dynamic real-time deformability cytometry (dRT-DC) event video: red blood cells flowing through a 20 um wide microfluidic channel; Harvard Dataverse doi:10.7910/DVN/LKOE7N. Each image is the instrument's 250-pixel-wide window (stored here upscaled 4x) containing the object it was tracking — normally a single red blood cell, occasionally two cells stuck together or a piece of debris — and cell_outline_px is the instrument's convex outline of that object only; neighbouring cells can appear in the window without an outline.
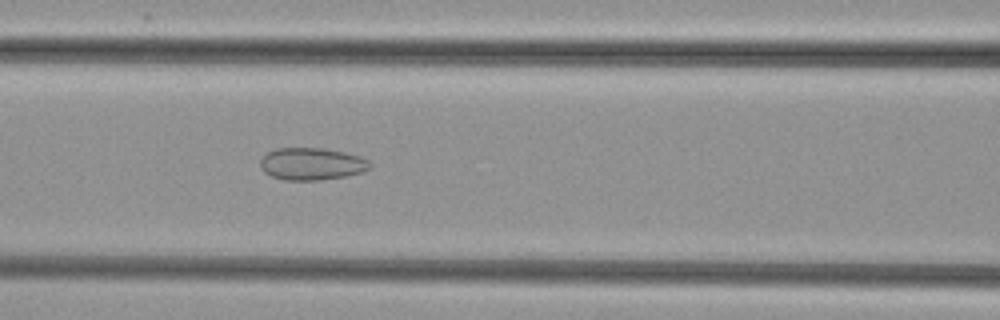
{"species": "common noctule bat (a hibernating species)", "species_latin": "Nyctalus noctula", "temperature_condition": "cold", "stored_images_in_passage": 51, "camera_frame_rate_fps": 3000, "um_per_image_px": 0.085, "animal": {"sex": "female", "body_mass_g": 29.2, "forearm_length_mm": 56.3}, "frame": {"image": 1, "passage_image": 22, "time_ms": 7.0, "image_size_px": [1000, 320], "cell_outline_px": [[372, 168], [364, 172], [344, 176], [320, 180], [284, 180], [272, 176], [264, 172], [260, 168], [260, 160], [268, 152], [276, 148], [320, 148], [344, 152], [360, 156], [368, 160], [372, 164]], "centroid_in_image_um": [26.51, 13.93], "position_along_channel_um": 140.1, "area_um2": 20.69}}
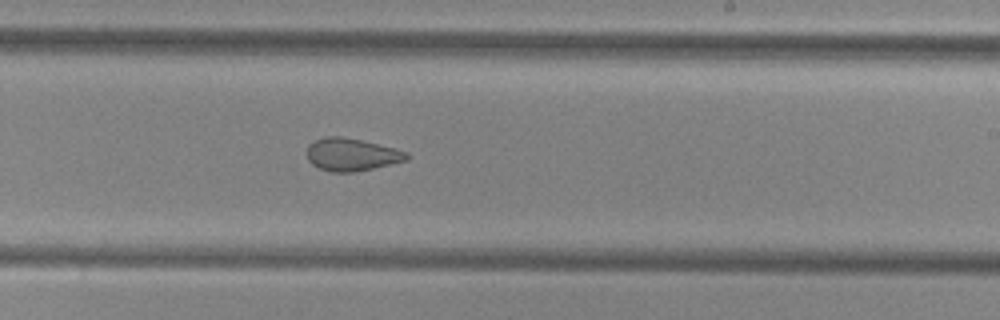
{"frame": {"image": 2, "passage_image": 31, "time_ms": 10.0, "image_size_px": [1000, 320], "cell_outline_px": [[408, 160], [356, 172], [332, 172], [320, 168], [312, 164], [308, 160], [308, 144], [324, 136], [340, 136], [360, 140], [396, 148], [408, 152]], "centroid_in_image_um": [29.9, 13.14], "position_along_channel_um": 259.1, "area_um2": 18.9}}
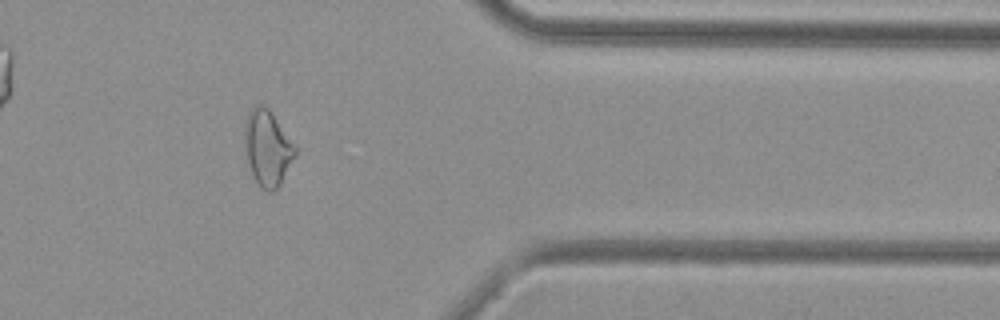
{"frame": {"image": 3, "passage_image": 42, "time_ms": 13.667, "image_size_px": [1000, 320], "cell_outline_px": [[296, 156], [280, 184], [272, 192], [268, 192], [260, 188], [248, 164], [244, 152], [244, 124], [248, 112], [256, 104], [260, 104], [268, 108], [272, 112], [296, 148]], "centroid_in_image_um": [22.71, 12.57], "position_along_channel_um": 388.7, "area_um2": 22.37}}